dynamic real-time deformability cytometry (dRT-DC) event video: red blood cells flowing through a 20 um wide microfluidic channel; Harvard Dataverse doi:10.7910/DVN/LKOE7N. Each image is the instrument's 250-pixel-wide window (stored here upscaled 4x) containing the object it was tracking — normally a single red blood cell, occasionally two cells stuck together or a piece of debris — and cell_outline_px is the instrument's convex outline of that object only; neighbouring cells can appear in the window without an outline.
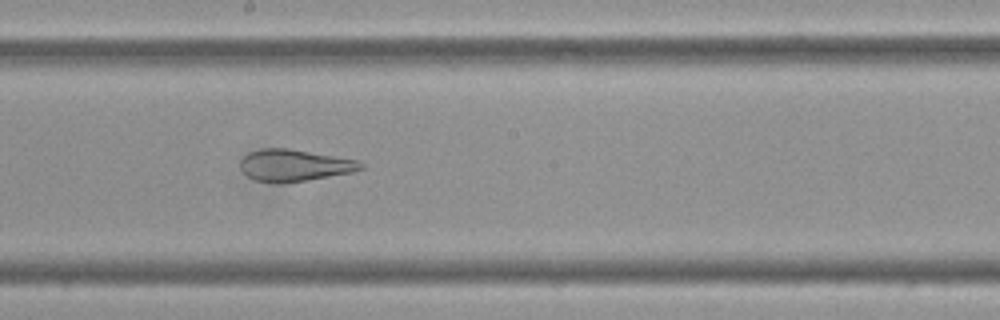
{"species": "Egyptian fruit bat (a non-hibernating species)", "species_latin": "Rousettus aegyptiacus", "temperature_condition": "cold", "stored_images_in_passage": 53, "camera_frame_rate_fps": 3000, "um_per_image_px": 0.085, "frame": {"image": 1, "passage_image": 27, "time_ms": 8.667, "image_size_px": [1000, 320], "cell_outline_px": [[364, 168], [352, 172], [304, 180], [256, 180], [248, 176], [240, 168], [240, 160], [248, 152], [260, 148], [288, 148], [360, 160], [364, 164]], "centroid_in_image_um": [25.05, 13.99], "position_along_channel_um": 223.1, "area_um2": 21.68}}
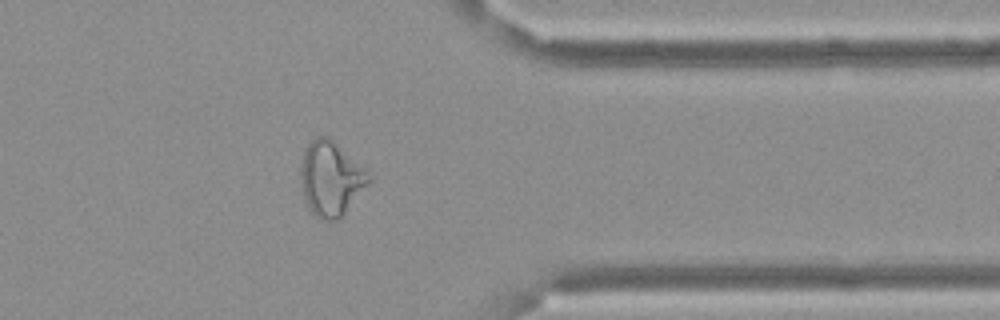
{"frame": {"image": 2, "passage_image": 42, "time_ms": 13.667, "image_size_px": [1000, 320], "cell_outline_px": [[372, 180], [344, 216], [336, 220], [320, 220], [308, 208], [304, 196], [300, 172], [300, 168], [304, 152], [308, 144], [316, 136], [328, 136], [368, 168], [372, 176]], "centroid_in_image_um": [28.18, 15.18], "position_along_channel_um": 383.2, "area_um2": 30.11}}
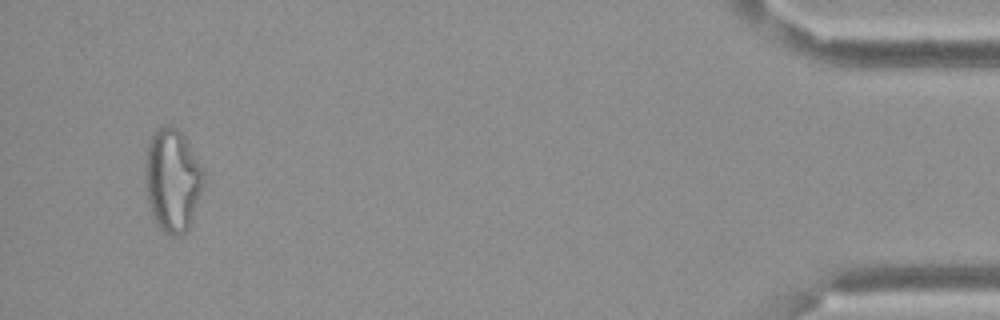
{"frame": {"image": 3, "passage_image": 51, "time_ms": 16.667, "image_size_px": [1000, 320], "cell_outline_px": [[204, 172], [200, 192], [192, 220], [188, 228], [180, 236], [172, 236], [164, 232], [160, 228], [152, 216], [148, 200], [144, 176], [144, 160], [148, 144], [152, 132], [156, 128], [164, 124], [172, 124], [180, 132], [204, 168]], "centroid_in_image_um": [14.62, 15.28], "position_along_channel_um": 420.6, "area_um2": 35.14}, "authors_computed_cell_mechanics": {"area_um2": 29.5358, "velocity_mm_per_s": 3.3985, "shape_relaxation_time_tau1_ms": null, "shape_relaxation_time_tau2_ms": 2.1847, "deformation_change_tau1": null, "deformation_change_tau2": 0.0992}}